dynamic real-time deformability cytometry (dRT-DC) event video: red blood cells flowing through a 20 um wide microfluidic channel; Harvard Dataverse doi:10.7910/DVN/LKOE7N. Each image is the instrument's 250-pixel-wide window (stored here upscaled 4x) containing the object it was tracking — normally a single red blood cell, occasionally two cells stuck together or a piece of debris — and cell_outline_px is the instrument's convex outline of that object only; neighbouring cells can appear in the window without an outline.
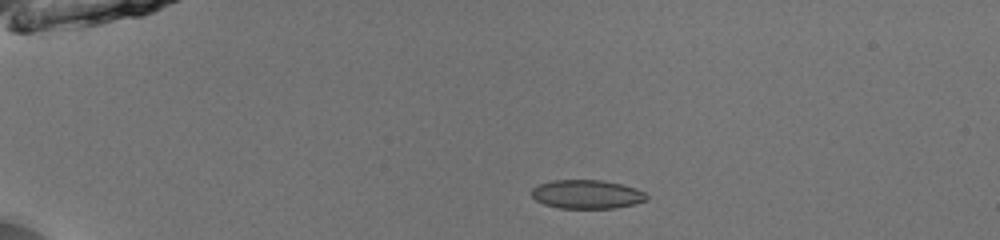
{"species": "common noctule bat (a hibernating species)", "species_latin": "Nyctalus noctula", "temperature_condition": "room temperature", "stored_images_in_passage": 40, "camera_frame_rate_fps": 3000, "um_per_image_px": 0.085, "animal": {"sex": "male", "body_mass_g": 13.0, "forearm_length_mm": 53.1}, "frame": {"image": 1, "passage_image": 1, "time_ms": 0.0, "image_size_px": [1000, 240], "cell_outline_px": [[648, 200], [616, 208], [560, 208], [544, 204], [536, 200], [532, 196], [532, 188], [540, 184], [552, 180], [600, 180], [620, 184], [636, 188], [644, 192], [648, 196]], "centroid_in_image_um": [49.89, 16.51], "position_along_channel_um": 35.1, "area_um2": 19.19}}
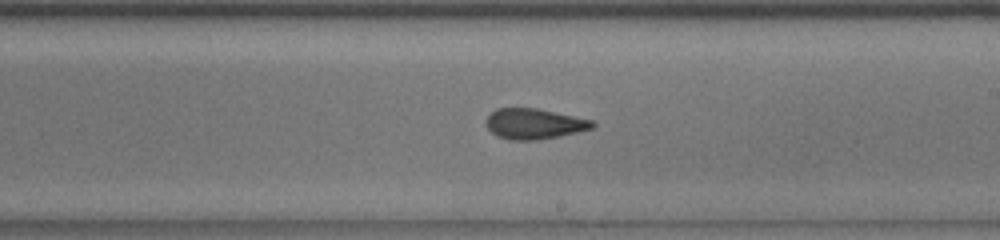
{"frame": {"image": 2, "passage_image": 21, "time_ms": 6.667, "image_size_px": [1000, 240], "cell_outline_px": [[596, 124], [592, 128], [560, 136], [536, 140], [508, 140], [496, 136], [488, 128], [488, 116], [496, 108], [536, 108], [592, 120]], "centroid_in_image_um": [45.4, 10.53], "position_along_channel_um": 243.6, "area_um2": 18.67}}
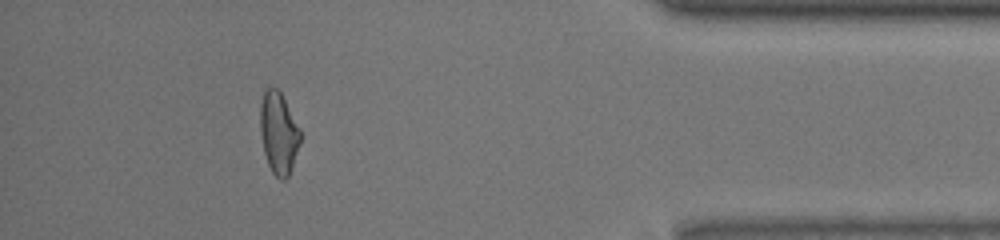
{"frame": {"image": 3, "passage_image": 36, "time_ms": 11.667, "image_size_px": [1000, 240], "cell_outline_px": [[300, 144], [288, 176], [284, 180], [280, 180], [272, 172], [268, 164], [264, 152], [260, 132], [260, 104], [264, 92], [268, 88], [276, 88], [280, 92], [300, 128]], "centroid_in_image_um": [23.67, 11.32], "position_along_channel_um": 411.5, "area_um2": 18.9}, "authors_computed_cell_mechanics": {"area_um2": 19.363, "velocity_mm_per_s": 4.0418, "shape_relaxation_time_tau1_ms": 4.3213, "shape_relaxation_time_tau2_ms": 1.3148, "deformation_change_tau1": 0.1206, "deformation_change_tau2": 0.068}}